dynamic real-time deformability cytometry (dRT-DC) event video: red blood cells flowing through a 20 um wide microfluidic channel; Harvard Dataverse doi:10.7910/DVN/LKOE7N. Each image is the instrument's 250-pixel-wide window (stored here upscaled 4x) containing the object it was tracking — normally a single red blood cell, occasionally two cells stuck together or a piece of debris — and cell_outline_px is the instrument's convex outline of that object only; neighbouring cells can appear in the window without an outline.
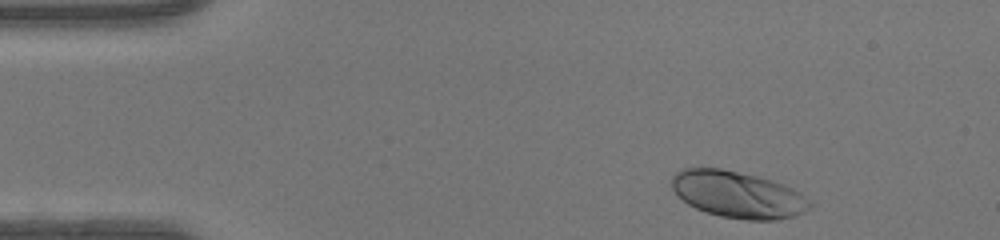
{"species": "human", "species_latin": "Homo sapiens", "temperature_condition": "warm", "stored_images_in_passage": 36, "camera_frame_rate_fps": 3000, "um_per_image_px": 0.085, "donor": {"sex": "female"}, "frame": {"image": 1, "passage_image": 2, "time_ms": 0.333, "image_size_px": [1000, 240], "cell_outline_px": [[812, 208], [796, 216], [776, 220], [748, 220], [720, 216], [704, 212], [688, 204], [668, 184], [672, 176], [676, 172], [684, 168], [720, 168], [756, 176], [772, 180], [784, 184], [792, 188], [804, 196], [812, 204]], "centroid_in_image_um": [62.71, 16.54], "position_along_channel_um": 22.3, "area_um2": 37.63}}
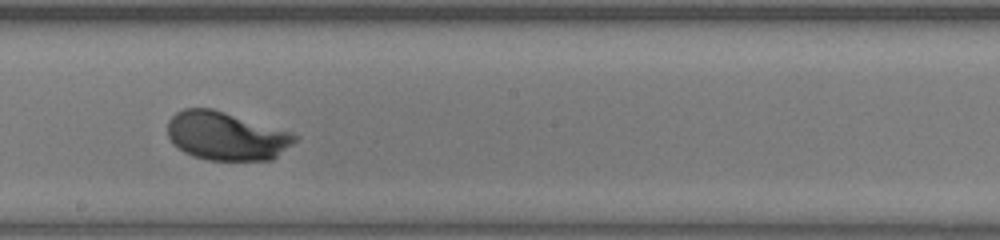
{"frame": {"image": 2, "passage_image": 22, "time_ms": 7.0, "image_size_px": [1000, 240], "cell_outline_px": [[300, 136], [292, 144], [272, 160], [208, 160], [192, 156], [184, 152], [172, 144], [168, 136], [168, 120], [176, 112], [184, 108], [212, 108], [292, 132]], "centroid_in_image_um": [19.22, 11.56], "position_along_channel_um": 229.0, "area_um2": 36.07}}
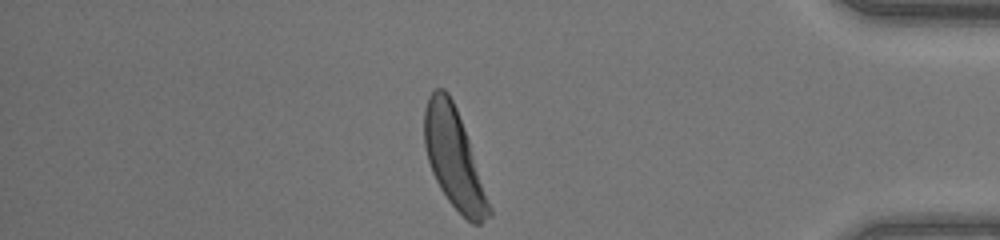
{"frame": {"image": 3, "passage_image": 36, "time_ms": 11.667, "image_size_px": [1000, 240], "cell_outline_px": [[492, 216], [480, 224], [472, 224], [448, 200], [440, 188], [432, 172], [428, 160], [424, 144], [424, 108], [428, 96], [436, 88], [444, 88], [448, 92], [456, 108], [468, 140], [492, 208]], "centroid_in_image_um": [38.57, 13.47], "position_along_channel_um": 396.6, "area_um2": 36.93}, "authors_computed_cell_mechanics": {"area_um2": 36.0383, "velocity_mm_per_s": 4.3465, "shape_relaxation_time_tau1_ms": 1.6071, "shape_relaxation_time_tau2_ms": null, "deformation_change_tau1": 0.1603, "deformation_change_tau2": null}}